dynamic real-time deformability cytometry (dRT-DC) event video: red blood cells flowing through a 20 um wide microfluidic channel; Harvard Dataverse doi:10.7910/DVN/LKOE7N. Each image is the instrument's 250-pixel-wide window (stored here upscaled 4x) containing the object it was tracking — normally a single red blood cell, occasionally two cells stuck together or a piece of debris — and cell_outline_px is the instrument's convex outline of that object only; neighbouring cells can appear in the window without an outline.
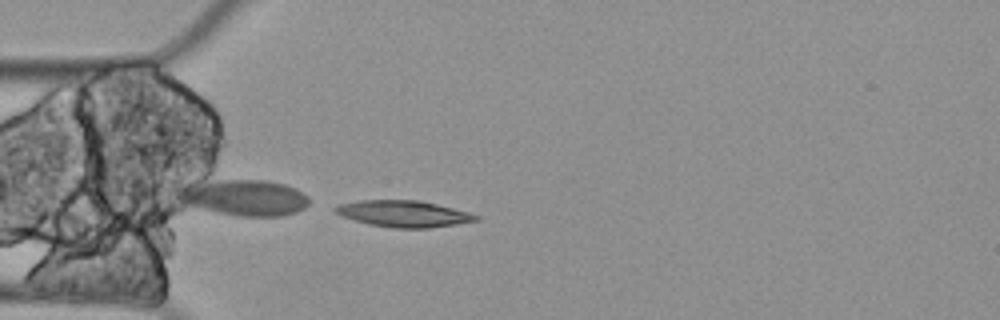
{"species": "Egyptian fruit bat (a non-hibernating species)", "species_latin": "Rousettus aegyptiacus", "temperature_condition": "cold", "stored_images_in_passage": 5, "camera_frame_rate_fps": 3000, "um_per_image_px": 0.085, "animal": {"sex": "female"}, "frame": {"image": 1, "passage_image": 5, "time_ms": 1.333, "image_size_px": [1000, 320], "cell_outline_px": [[480, 220], [456, 224], [428, 228], [392, 228], [368, 224], [344, 216], [336, 212], [332, 208], [340, 204], [360, 200], [416, 200], [436, 204], [468, 212], [480, 216]], "centroid_in_image_um": [34.32, 18.17], "position_along_channel_um": 50.7, "area_um2": 21.44}}